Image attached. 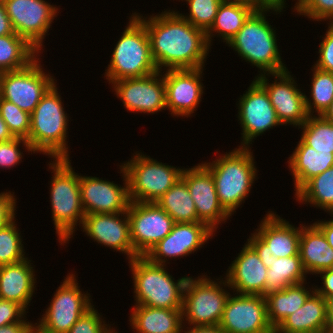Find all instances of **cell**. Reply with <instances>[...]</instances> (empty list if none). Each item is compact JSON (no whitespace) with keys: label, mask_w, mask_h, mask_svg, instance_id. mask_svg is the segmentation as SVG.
Returning a JSON list of instances; mask_svg holds the SVG:
<instances>
[{"label":"cell","mask_w":333,"mask_h":333,"mask_svg":"<svg viewBox=\"0 0 333 333\" xmlns=\"http://www.w3.org/2000/svg\"><path fill=\"white\" fill-rule=\"evenodd\" d=\"M134 14L146 27L158 71H162L163 66L164 70L204 67L210 48L205 31L175 11L166 10L149 18Z\"/></svg>","instance_id":"1"},{"label":"cell","mask_w":333,"mask_h":333,"mask_svg":"<svg viewBox=\"0 0 333 333\" xmlns=\"http://www.w3.org/2000/svg\"><path fill=\"white\" fill-rule=\"evenodd\" d=\"M249 147L235 148L215 161L202 163L212 174L219 202L232 216L248 197L257 168Z\"/></svg>","instance_id":"2"},{"label":"cell","mask_w":333,"mask_h":333,"mask_svg":"<svg viewBox=\"0 0 333 333\" xmlns=\"http://www.w3.org/2000/svg\"><path fill=\"white\" fill-rule=\"evenodd\" d=\"M56 83L42 97L31 113L28 141L33 153L54 159H69L67 147L68 117Z\"/></svg>","instance_id":"3"},{"label":"cell","mask_w":333,"mask_h":333,"mask_svg":"<svg viewBox=\"0 0 333 333\" xmlns=\"http://www.w3.org/2000/svg\"><path fill=\"white\" fill-rule=\"evenodd\" d=\"M266 10H255L243 27L227 43L243 60L260 69L262 74L287 71L281 61L274 28L266 21ZM284 64V65H283Z\"/></svg>","instance_id":"4"},{"label":"cell","mask_w":333,"mask_h":333,"mask_svg":"<svg viewBox=\"0 0 333 333\" xmlns=\"http://www.w3.org/2000/svg\"><path fill=\"white\" fill-rule=\"evenodd\" d=\"M70 159H53L49 164L54 175L50 185L52 217L59 243L66 244L78 225L83 224L85 212L81 202L79 175ZM51 165V166H50Z\"/></svg>","instance_id":"5"},{"label":"cell","mask_w":333,"mask_h":333,"mask_svg":"<svg viewBox=\"0 0 333 333\" xmlns=\"http://www.w3.org/2000/svg\"><path fill=\"white\" fill-rule=\"evenodd\" d=\"M113 50L108 69L109 83L143 77L158 71L153 61L150 40L144 23L134 14Z\"/></svg>","instance_id":"6"},{"label":"cell","mask_w":333,"mask_h":333,"mask_svg":"<svg viewBox=\"0 0 333 333\" xmlns=\"http://www.w3.org/2000/svg\"><path fill=\"white\" fill-rule=\"evenodd\" d=\"M134 283L135 305L156 308L182 309L184 287L188 277L174 278L166 265L150 262L145 256L129 260Z\"/></svg>","instance_id":"7"},{"label":"cell","mask_w":333,"mask_h":333,"mask_svg":"<svg viewBox=\"0 0 333 333\" xmlns=\"http://www.w3.org/2000/svg\"><path fill=\"white\" fill-rule=\"evenodd\" d=\"M135 154L130 161L122 163L128 179L130 201L156 202L181 178L183 169L158 162L142 153Z\"/></svg>","instance_id":"8"},{"label":"cell","mask_w":333,"mask_h":333,"mask_svg":"<svg viewBox=\"0 0 333 333\" xmlns=\"http://www.w3.org/2000/svg\"><path fill=\"white\" fill-rule=\"evenodd\" d=\"M219 283L207 278L206 275L198 279L188 277L183 294L184 322L188 321L190 326L219 325L230 296V293L221 287L227 286L226 279L222 278Z\"/></svg>","instance_id":"9"},{"label":"cell","mask_w":333,"mask_h":333,"mask_svg":"<svg viewBox=\"0 0 333 333\" xmlns=\"http://www.w3.org/2000/svg\"><path fill=\"white\" fill-rule=\"evenodd\" d=\"M79 288L75 275L69 273L39 323L34 324V332L67 333L79 317L92 307L90 294L82 293Z\"/></svg>","instance_id":"10"},{"label":"cell","mask_w":333,"mask_h":333,"mask_svg":"<svg viewBox=\"0 0 333 333\" xmlns=\"http://www.w3.org/2000/svg\"><path fill=\"white\" fill-rule=\"evenodd\" d=\"M39 59L23 69L0 73V97L30 114L55 84L53 76L41 68Z\"/></svg>","instance_id":"11"},{"label":"cell","mask_w":333,"mask_h":333,"mask_svg":"<svg viewBox=\"0 0 333 333\" xmlns=\"http://www.w3.org/2000/svg\"><path fill=\"white\" fill-rule=\"evenodd\" d=\"M258 227L247 242L267 268L271 259L299 254L300 227L292 226L272 211L266 214Z\"/></svg>","instance_id":"12"},{"label":"cell","mask_w":333,"mask_h":333,"mask_svg":"<svg viewBox=\"0 0 333 333\" xmlns=\"http://www.w3.org/2000/svg\"><path fill=\"white\" fill-rule=\"evenodd\" d=\"M130 238L136 257L145 256L175 224L156 202L131 201L127 210Z\"/></svg>","instance_id":"13"},{"label":"cell","mask_w":333,"mask_h":333,"mask_svg":"<svg viewBox=\"0 0 333 333\" xmlns=\"http://www.w3.org/2000/svg\"><path fill=\"white\" fill-rule=\"evenodd\" d=\"M2 1L14 32L40 52L58 7L45 0Z\"/></svg>","instance_id":"14"},{"label":"cell","mask_w":333,"mask_h":333,"mask_svg":"<svg viewBox=\"0 0 333 333\" xmlns=\"http://www.w3.org/2000/svg\"><path fill=\"white\" fill-rule=\"evenodd\" d=\"M238 120L242 127L243 147H250L252 140L277 125H281L265 88L254 79L239 98Z\"/></svg>","instance_id":"15"},{"label":"cell","mask_w":333,"mask_h":333,"mask_svg":"<svg viewBox=\"0 0 333 333\" xmlns=\"http://www.w3.org/2000/svg\"><path fill=\"white\" fill-rule=\"evenodd\" d=\"M266 75L268 77L272 75L276 80L269 83ZM255 79L267 91L282 125L289 124L300 127L307 120L309 114L306 109V94L298 89L297 83L288 70L275 74L262 73Z\"/></svg>","instance_id":"16"},{"label":"cell","mask_w":333,"mask_h":333,"mask_svg":"<svg viewBox=\"0 0 333 333\" xmlns=\"http://www.w3.org/2000/svg\"><path fill=\"white\" fill-rule=\"evenodd\" d=\"M161 71L112 83L117 98L131 112L157 113L166 109V88Z\"/></svg>","instance_id":"17"},{"label":"cell","mask_w":333,"mask_h":333,"mask_svg":"<svg viewBox=\"0 0 333 333\" xmlns=\"http://www.w3.org/2000/svg\"><path fill=\"white\" fill-rule=\"evenodd\" d=\"M230 294L219 323L225 333H267L272 329L266 299L261 295Z\"/></svg>","instance_id":"18"},{"label":"cell","mask_w":333,"mask_h":333,"mask_svg":"<svg viewBox=\"0 0 333 333\" xmlns=\"http://www.w3.org/2000/svg\"><path fill=\"white\" fill-rule=\"evenodd\" d=\"M123 173L124 187L113 182L92 176L79 175L81 202L88 214L119 213L128 210L130 204L128 179L124 168L120 165Z\"/></svg>","instance_id":"19"},{"label":"cell","mask_w":333,"mask_h":333,"mask_svg":"<svg viewBox=\"0 0 333 333\" xmlns=\"http://www.w3.org/2000/svg\"><path fill=\"white\" fill-rule=\"evenodd\" d=\"M181 178L186 182L195 203L198 219L216 232L230 215L221 206L211 172L202 164L184 169Z\"/></svg>","instance_id":"20"},{"label":"cell","mask_w":333,"mask_h":333,"mask_svg":"<svg viewBox=\"0 0 333 333\" xmlns=\"http://www.w3.org/2000/svg\"><path fill=\"white\" fill-rule=\"evenodd\" d=\"M213 233L214 231L203 222L175 223L172 231L159 241L145 257L154 264L165 265L169 258H182L194 253L205 242L207 243L210 237L212 238Z\"/></svg>","instance_id":"21"},{"label":"cell","mask_w":333,"mask_h":333,"mask_svg":"<svg viewBox=\"0 0 333 333\" xmlns=\"http://www.w3.org/2000/svg\"><path fill=\"white\" fill-rule=\"evenodd\" d=\"M203 68L171 69L163 75L166 88V108L173 116L188 117L198 107L203 95Z\"/></svg>","instance_id":"22"},{"label":"cell","mask_w":333,"mask_h":333,"mask_svg":"<svg viewBox=\"0 0 333 333\" xmlns=\"http://www.w3.org/2000/svg\"><path fill=\"white\" fill-rule=\"evenodd\" d=\"M122 216L124 217L122 218ZM80 226H82L83 232L98 244L127 254L129 260L136 257L130 238V222L127 211L88 214L84 216L83 224Z\"/></svg>","instance_id":"23"},{"label":"cell","mask_w":333,"mask_h":333,"mask_svg":"<svg viewBox=\"0 0 333 333\" xmlns=\"http://www.w3.org/2000/svg\"><path fill=\"white\" fill-rule=\"evenodd\" d=\"M247 243V244H246ZM227 270V287L239 294L263 295L268 268L256 250L246 242Z\"/></svg>","instance_id":"24"},{"label":"cell","mask_w":333,"mask_h":333,"mask_svg":"<svg viewBox=\"0 0 333 333\" xmlns=\"http://www.w3.org/2000/svg\"><path fill=\"white\" fill-rule=\"evenodd\" d=\"M28 258L0 266V298L13 301L28 310L35 290L34 269Z\"/></svg>","instance_id":"25"},{"label":"cell","mask_w":333,"mask_h":333,"mask_svg":"<svg viewBox=\"0 0 333 333\" xmlns=\"http://www.w3.org/2000/svg\"><path fill=\"white\" fill-rule=\"evenodd\" d=\"M299 254L307 274H318L320 271L333 268V248L314 223L300 226Z\"/></svg>","instance_id":"26"},{"label":"cell","mask_w":333,"mask_h":333,"mask_svg":"<svg viewBox=\"0 0 333 333\" xmlns=\"http://www.w3.org/2000/svg\"><path fill=\"white\" fill-rule=\"evenodd\" d=\"M132 309L129 321L138 333H181L185 327L182 309L145 305H135Z\"/></svg>","instance_id":"27"},{"label":"cell","mask_w":333,"mask_h":333,"mask_svg":"<svg viewBox=\"0 0 333 333\" xmlns=\"http://www.w3.org/2000/svg\"><path fill=\"white\" fill-rule=\"evenodd\" d=\"M328 328L327 301L314 291L296 312L277 327L281 333H306Z\"/></svg>","instance_id":"28"},{"label":"cell","mask_w":333,"mask_h":333,"mask_svg":"<svg viewBox=\"0 0 333 333\" xmlns=\"http://www.w3.org/2000/svg\"><path fill=\"white\" fill-rule=\"evenodd\" d=\"M289 157V169L297 192L308 180L333 166V152L318 153L301 139Z\"/></svg>","instance_id":"29"},{"label":"cell","mask_w":333,"mask_h":333,"mask_svg":"<svg viewBox=\"0 0 333 333\" xmlns=\"http://www.w3.org/2000/svg\"><path fill=\"white\" fill-rule=\"evenodd\" d=\"M306 274L300 254L271 259L268 263L267 279L262 296L265 298L286 287L305 283Z\"/></svg>","instance_id":"30"},{"label":"cell","mask_w":333,"mask_h":333,"mask_svg":"<svg viewBox=\"0 0 333 333\" xmlns=\"http://www.w3.org/2000/svg\"><path fill=\"white\" fill-rule=\"evenodd\" d=\"M300 283L286 287L285 289L272 293L265 297L267 303V317L272 328H277L283 320L296 312L305 303L307 298L315 291L312 287L307 290Z\"/></svg>","instance_id":"31"},{"label":"cell","mask_w":333,"mask_h":333,"mask_svg":"<svg viewBox=\"0 0 333 333\" xmlns=\"http://www.w3.org/2000/svg\"><path fill=\"white\" fill-rule=\"evenodd\" d=\"M254 11L249 5L224 0L219 6L213 25L206 32L209 46L215 36L214 32L227 44Z\"/></svg>","instance_id":"32"},{"label":"cell","mask_w":333,"mask_h":333,"mask_svg":"<svg viewBox=\"0 0 333 333\" xmlns=\"http://www.w3.org/2000/svg\"><path fill=\"white\" fill-rule=\"evenodd\" d=\"M156 203L175 223L201 222L186 182L180 178Z\"/></svg>","instance_id":"33"},{"label":"cell","mask_w":333,"mask_h":333,"mask_svg":"<svg viewBox=\"0 0 333 333\" xmlns=\"http://www.w3.org/2000/svg\"><path fill=\"white\" fill-rule=\"evenodd\" d=\"M39 53L41 52L17 34L0 36V73L25 68Z\"/></svg>","instance_id":"34"},{"label":"cell","mask_w":333,"mask_h":333,"mask_svg":"<svg viewBox=\"0 0 333 333\" xmlns=\"http://www.w3.org/2000/svg\"><path fill=\"white\" fill-rule=\"evenodd\" d=\"M296 200L313 204L333 214V166L308 180L297 192Z\"/></svg>","instance_id":"35"},{"label":"cell","mask_w":333,"mask_h":333,"mask_svg":"<svg viewBox=\"0 0 333 333\" xmlns=\"http://www.w3.org/2000/svg\"><path fill=\"white\" fill-rule=\"evenodd\" d=\"M303 129L301 140L318 153L333 152V122L322 116H309L299 127Z\"/></svg>","instance_id":"36"},{"label":"cell","mask_w":333,"mask_h":333,"mask_svg":"<svg viewBox=\"0 0 333 333\" xmlns=\"http://www.w3.org/2000/svg\"><path fill=\"white\" fill-rule=\"evenodd\" d=\"M312 68L311 70L314 72L311 79L310 96H312L313 102L309 100L308 96H305L306 109L309 116H312L314 112L317 113V116H321L333 101V73L322 71L315 66Z\"/></svg>","instance_id":"37"},{"label":"cell","mask_w":333,"mask_h":333,"mask_svg":"<svg viewBox=\"0 0 333 333\" xmlns=\"http://www.w3.org/2000/svg\"><path fill=\"white\" fill-rule=\"evenodd\" d=\"M15 221L13 219L0 229V266L18 263L27 258Z\"/></svg>","instance_id":"38"},{"label":"cell","mask_w":333,"mask_h":333,"mask_svg":"<svg viewBox=\"0 0 333 333\" xmlns=\"http://www.w3.org/2000/svg\"><path fill=\"white\" fill-rule=\"evenodd\" d=\"M0 116L15 138L28 139L31 114L0 97Z\"/></svg>","instance_id":"39"},{"label":"cell","mask_w":333,"mask_h":333,"mask_svg":"<svg viewBox=\"0 0 333 333\" xmlns=\"http://www.w3.org/2000/svg\"><path fill=\"white\" fill-rule=\"evenodd\" d=\"M189 16L180 14L193 26L207 32L213 25L220 4L224 0H186Z\"/></svg>","instance_id":"40"},{"label":"cell","mask_w":333,"mask_h":333,"mask_svg":"<svg viewBox=\"0 0 333 333\" xmlns=\"http://www.w3.org/2000/svg\"><path fill=\"white\" fill-rule=\"evenodd\" d=\"M110 327L109 324H105V320L101 319V315L92 306L79 317L67 333H117Z\"/></svg>","instance_id":"41"},{"label":"cell","mask_w":333,"mask_h":333,"mask_svg":"<svg viewBox=\"0 0 333 333\" xmlns=\"http://www.w3.org/2000/svg\"><path fill=\"white\" fill-rule=\"evenodd\" d=\"M297 13L310 20L333 22V0H300Z\"/></svg>","instance_id":"42"},{"label":"cell","mask_w":333,"mask_h":333,"mask_svg":"<svg viewBox=\"0 0 333 333\" xmlns=\"http://www.w3.org/2000/svg\"><path fill=\"white\" fill-rule=\"evenodd\" d=\"M23 144L28 152H33L30 147L29 141L23 138H13L11 140L0 142V168H12L19 164L22 157L20 145ZM10 167V168H9Z\"/></svg>","instance_id":"43"},{"label":"cell","mask_w":333,"mask_h":333,"mask_svg":"<svg viewBox=\"0 0 333 333\" xmlns=\"http://www.w3.org/2000/svg\"><path fill=\"white\" fill-rule=\"evenodd\" d=\"M328 29L319 45V59L315 67L326 72L333 73V22H329Z\"/></svg>","instance_id":"44"},{"label":"cell","mask_w":333,"mask_h":333,"mask_svg":"<svg viewBox=\"0 0 333 333\" xmlns=\"http://www.w3.org/2000/svg\"><path fill=\"white\" fill-rule=\"evenodd\" d=\"M25 314L26 310L18 303L0 298V327L17 322H26L27 319L24 320Z\"/></svg>","instance_id":"45"},{"label":"cell","mask_w":333,"mask_h":333,"mask_svg":"<svg viewBox=\"0 0 333 333\" xmlns=\"http://www.w3.org/2000/svg\"><path fill=\"white\" fill-rule=\"evenodd\" d=\"M10 191L0 193V229L15 219L16 198Z\"/></svg>","instance_id":"46"},{"label":"cell","mask_w":333,"mask_h":333,"mask_svg":"<svg viewBox=\"0 0 333 333\" xmlns=\"http://www.w3.org/2000/svg\"><path fill=\"white\" fill-rule=\"evenodd\" d=\"M318 274L322 276L323 286L320 288L315 286L316 288L314 289L326 300L327 298L333 296V268L320 271Z\"/></svg>","instance_id":"47"},{"label":"cell","mask_w":333,"mask_h":333,"mask_svg":"<svg viewBox=\"0 0 333 333\" xmlns=\"http://www.w3.org/2000/svg\"><path fill=\"white\" fill-rule=\"evenodd\" d=\"M34 325L31 322H17L0 327V333H32Z\"/></svg>","instance_id":"48"},{"label":"cell","mask_w":333,"mask_h":333,"mask_svg":"<svg viewBox=\"0 0 333 333\" xmlns=\"http://www.w3.org/2000/svg\"><path fill=\"white\" fill-rule=\"evenodd\" d=\"M9 34H16V33L12 28L3 1L0 0V36H6Z\"/></svg>","instance_id":"49"},{"label":"cell","mask_w":333,"mask_h":333,"mask_svg":"<svg viewBox=\"0 0 333 333\" xmlns=\"http://www.w3.org/2000/svg\"><path fill=\"white\" fill-rule=\"evenodd\" d=\"M285 2V0H261V10L270 9L272 12L278 14L285 8ZM299 2L300 0H297L296 6H294L295 11H297L299 7Z\"/></svg>","instance_id":"50"},{"label":"cell","mask_w":333,"mask_h":333,"mask_svg":"<svg viewBox=\"0 0 333 333\" xmlns=\"http://www.w3.org/2000/svg\"><path fill=\"white\" fill-rule=\"evenodd\" d=\"M331 217H333V215ZM314 224L323 232L329 246L333 248V219L316 221Z\"/></svg>","instance_id":"51"},{"label":"cell","mask_w":333,"mask_h":333,"mask_svg":"<svg viewBox=\"0 0 333 333\" xmlns=\"http://www.w3.org/2000/svg\"><path fill=\"white\" fill-rule=\"evenodd\" d=\"M190 327V328H189ZM187 327V331H182L185 333H225L220 325H204V326H189Z\"/></svg>","instance_id":"52"},{"label":"cell","mask_w":333,"mask_h":333,"mask_svg":"<svg viewBox=\"0 0 333 333\" xmlns=\"http://www.w3.org/2000/svg\"><path fill=\"white\" fill-rule=\"evenodd\" d=\"M14 137L10 133L7 124L4 122L3 118L0 116V142H5L13 139Z\"/></svg>","instance_id":"53"},{"label":"cell","mask_w":333,"mask_h":333,"mask_svg":"<svg viewBox=\"0 0 333 333\" xmlns=\"http://www.w3.org/2000/svg\"><path fill=\"white\" fill-rule=\"evenodd\" d=\"M326 301H327L328 328L333 329V296L327 298Z\"/></svg>","instance_id":"54"},{"label":"cell","mask_w":333,"mask_h":333,"mask_svg":"<svg viewBox=\"0 0 333 333\" xmlns=\"http://www.w3.org/2000/svg\"><path fill=\"white\" fill-rule=\"evenodd\" d=\"M232 2L246 4L255 10H261V0H232Z\"/></svg>","instance_id":"55"},{"label":"cell","mask_w":333,"mask_h":333,"mask_svg":"<svg viewBox=\"0 0 333 333\" xmlns=\"http://www.w3.org/2000/svg\"><path fill=\"white\" fill-rule=\"evenodd\" d=\"M325 120L333 122V101L321 115Z\"/></svg>","instance_id":"56"},{"label":"cell","mask_w":333,"mask_h":333,"mask_svg":"<svg viewBox=\"0 0 333 333\" xmlns=\"http://www.w3.org/2000/svg\"><path fill=\"white\" fill-rule=\"evenodd\" d=\"M267 333H281L277 328H272L269 332Z\"/></svg>","instance_id":"57"},{"label":"cell","mask_w":333,"mask_h":333,"mask_svg":"<svg viewBox=\"0 0 333 333\" xmlns=\"http://www.w3.org/2000/svg\"><path fill=\"white\" fill-rule=\"evenodd\" d=\"M306 333H324V329L317 330V331L306 332Z\"/></svg>","instance_id":"58"},{"label":"cell","mask_w":333,"mask_h":333,"mask_svg":"<svg viewBox=\"0 0 333 333\" xmlns=\"http://www.w3.org/2000/svg\"><path fill=\"white\" fill-rule=\"evenodd\" d=\"M324 333H333V329L326 328L324 329Z\"/></svg>","instance_id":"59"}]
</instances>
